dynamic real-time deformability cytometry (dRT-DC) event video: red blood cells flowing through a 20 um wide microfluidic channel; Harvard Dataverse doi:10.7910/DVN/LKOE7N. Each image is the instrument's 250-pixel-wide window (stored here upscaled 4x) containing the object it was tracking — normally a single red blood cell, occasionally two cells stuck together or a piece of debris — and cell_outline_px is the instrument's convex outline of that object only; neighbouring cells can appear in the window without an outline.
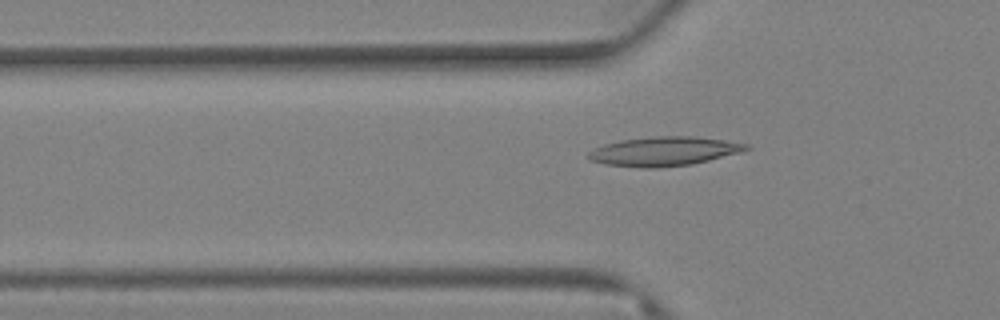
{"species": "Egyptian fruit bat (a non-hibernating species)", "species_latin": "Rousettus aegyptiacus", "temperature_condition": "warm", "stored_images_in_passage": 76, "camera_frame_rate_fps": 3000, "um_per_image_px": 0.085, "animal": {"sex": "female"}, "frame": {"image": 1, "passage_image": 26, "time_ms": 8.333, "image_size_px": [1000, 320], "cell_outline_px": [[752, 148], [744, 152], [692, 164], [656, 168], [644, 168], [604, 164], [588, 160], [588, 152], [604, 144], [620, 140], [656, 136], [692, 136], [724, 140], [748, 144]], "centroid_in_image_um": [56.47, 12.86], "position_along_channel_um": 69.3, "area_um2": 26.93}}
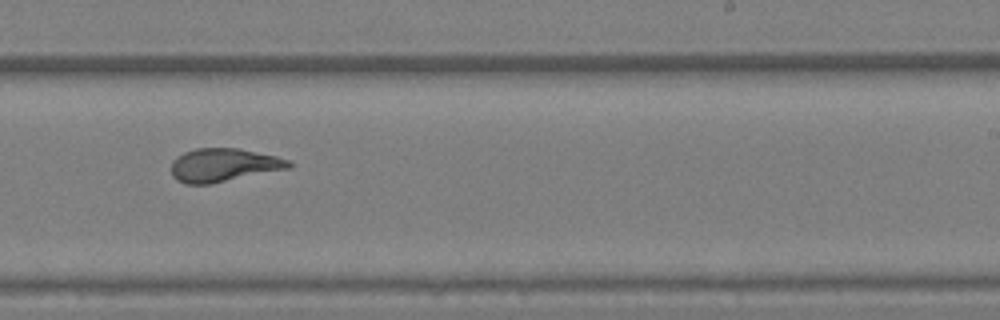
{"frame": {"image": 2, "passage_image": 48, "time_ms": 15.667, "image_size_px": [1000, 320], "cell_outline_px": [[292, 168], [212, 184], [184, 184], [176, 180], [172, 176], [172, 160], [176, 156], [184, 152], [196, 148], [236, 148], [276, 156], [292, 160]], "centroid_in_image_um": [19.02, 14.04], "position_along_channel_um": 270.0, "area_um2": 23.18}}
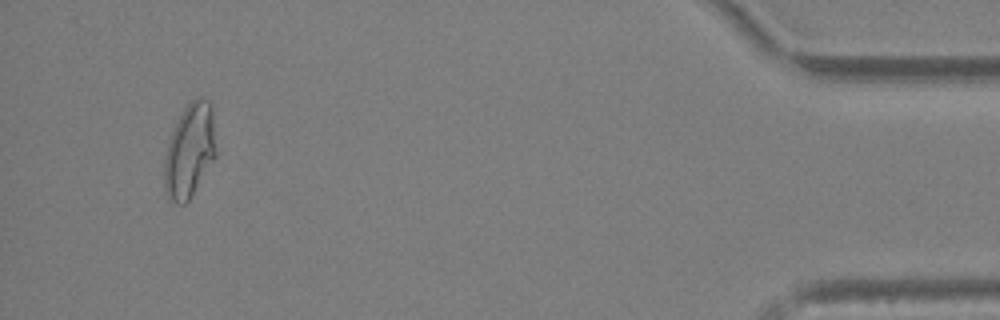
{"frame": {"image": 3, "passage_image": 72, "time_ms": 23.667, "image_size_px": [1000, 320], "cell_outline_px": [[216, 156], [192, 196], [184, 204], [176, 204], [168, 200], [164, 188], [164, 156], [172, 132], [184, 108], [196, 96], [200, 96], [208, 100], [212, 104], [216, 152]], "centroid_in_image_um": [16.12, 12.83], "position_along_channel_um": 419.1, "area_um2": 28.5}, "authors_computed_cell_mechanics": {"area_um2": 24.0448, "velocity_mm_per_s": 2.7474, "shape_relaxation_time_tau1_ms": null, "shape_relaxation_time_tau2_ms": 1.734, "deformation_change_tau1": null, "deformation_change_tau2": 0.0911}}